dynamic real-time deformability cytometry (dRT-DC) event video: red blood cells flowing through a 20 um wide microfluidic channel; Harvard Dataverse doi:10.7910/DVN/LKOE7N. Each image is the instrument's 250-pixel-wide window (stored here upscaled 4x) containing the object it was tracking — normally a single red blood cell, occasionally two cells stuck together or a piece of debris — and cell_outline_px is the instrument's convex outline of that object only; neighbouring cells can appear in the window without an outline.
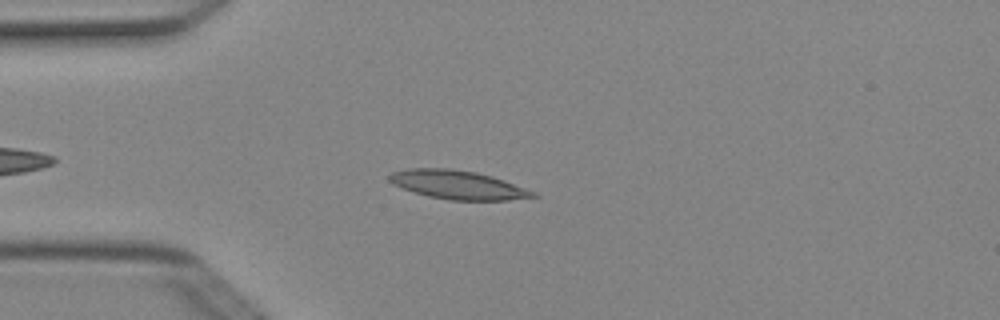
{"species": "Egyptian fruit bat (a non-hibernating species)", "species_latin": "Rousettus aegyptiacus", "temperature_condition": "cold", "stored_images_in_passage": 3, "camera_frame_rate_fps": 3000, "um_per_image_px": 0.085, "animal": {"sex": "female"}, "frame": {"image": 1, "passage_image": 3, "time_ms": 0.667, "image_size_px": [1000, 320], "cell_outline_px": [[540, 196], [508, 200], [448, 200], [428, 196], [392, 184], [388, 180], [388, 176], [392, 172], [408, 168], [448, 168], [476, 172], [492, 176], [504, 180], [536, 192]], "centroid_in_image_um": [38.92, 15.7], "position_along_channel_um": 46.1, "area_um2": 23.99}}